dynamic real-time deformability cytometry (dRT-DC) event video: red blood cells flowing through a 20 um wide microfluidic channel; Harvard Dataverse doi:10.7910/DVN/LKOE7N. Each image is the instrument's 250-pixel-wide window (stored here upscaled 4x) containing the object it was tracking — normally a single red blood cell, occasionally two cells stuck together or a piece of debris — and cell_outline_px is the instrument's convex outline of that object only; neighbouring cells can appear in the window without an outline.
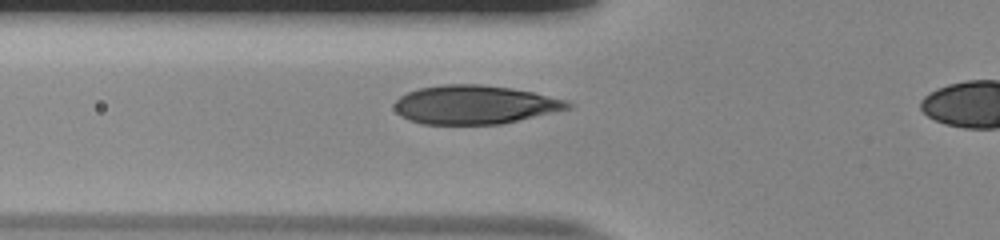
{"species": "human", "species_latin": "Homo sapiens", "temperature_condition": "room temperature", "stored_images_in_passage": 16, "camera_frame_rate_fps": 3000, "um_per_image_px": 0.085, "donor": {"sex": "male"}, "frame": {"image": 1, "passage_image": 14, "time_ms": 4.333, "image_size_px": [1000, 240], "cell_outline_px": [[572, 108], [500, 124], [420, 124], [408, 120], [400, 116], [396, 112], [392, 104], [400, 96], [408, 92], [420, 88], [444, 84], [480, 84], [512, 88], [532, 92], [568, 100], [572, 104]], "centroid_in_image_um": [40.32, 8.9], "position_along_channel_um": 85.5, "area_um2": 39.25}}